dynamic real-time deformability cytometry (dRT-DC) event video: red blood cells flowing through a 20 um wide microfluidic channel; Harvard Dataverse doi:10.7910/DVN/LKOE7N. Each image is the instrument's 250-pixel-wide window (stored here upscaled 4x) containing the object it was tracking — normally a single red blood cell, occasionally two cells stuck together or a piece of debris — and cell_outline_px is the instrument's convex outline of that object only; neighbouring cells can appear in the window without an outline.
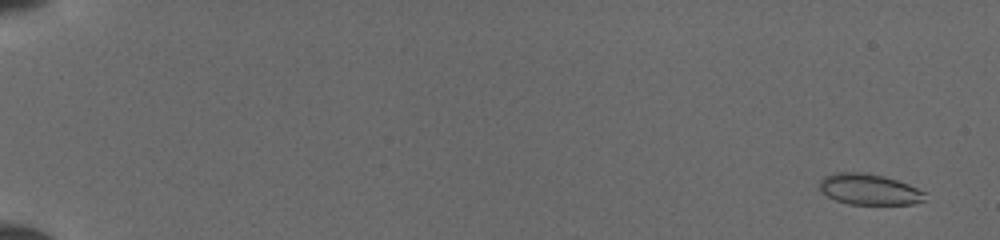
{"species": "common noctule bat (a hibernating species)", "species_latin": "Nyctalus noctula", "temperature_condition": "cold", "stored_images_in_passage": 18, "camera_frame_rate_fps": 3000, "um_per_image_px": 0.085, "animal": {"sex": "female", "body_mass_g": 19.5, "forearm_length_mm": 54.1}, "frame": {"image": 1, "passage_image": 1, "time_ms": 0.0, "image_size_px": [1000, 240], "cell_outline_px": [[928, 192], [924, 200], [912, 204], [848, 204], [836, 200], [820, 192], [820, 180], [824, 176], [836, 172], [868, 172], [884, 176], [908, 184]], "centroid_in_image_um": [73.89, 16.09], "position_along_channel_um": 11.1, "area_um2": 19.19}}
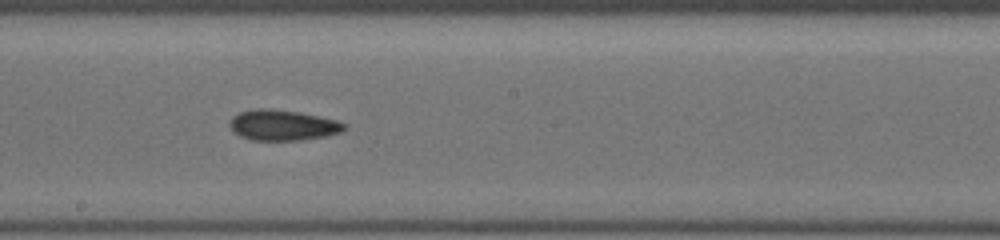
{"frame": {"image": 2, "passage_image": 11, "time_ms": 9.667, "image_size_px": [1000, 240], "cell_outline_px": [[348, 124], [340, 132], [324, 136], [300, 140], [252, 140], [240, 136], [228, 124], [232, 116], [240, 112], [256, 108], [268, 108], [300, 112], [320, 116], [336, 120]], "centroid_in_image_um": [24.02, 10.62], "position_along_channel_um": 224.2, "area_um2": 20.35}}
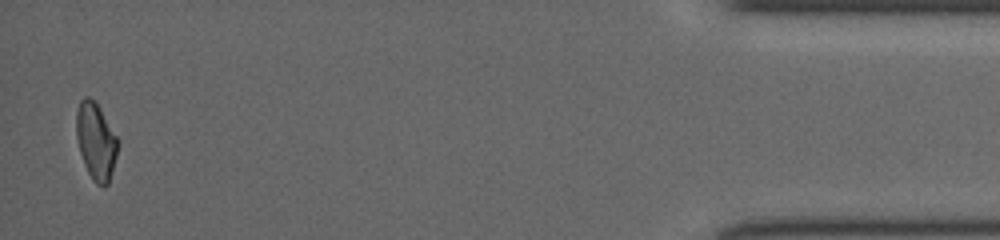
{"frame": {"image": 3, "passage_image": 18, "time_ms": 16.333, "image_size_px": [1000, 240], "cell_outline_px": [[120, 144], [108, 184], [104, 188], [96, 184], [92, 180], [84, 164], [80, 152], [76, 136], [76, 112], [80, 100], [84, 96], [88, 96], [96, 100], [120, 140]], "centroid_in_image_um": [8.17, 11.97], "position_along_channel_um": 427.0, "area_um2": 19.13}}